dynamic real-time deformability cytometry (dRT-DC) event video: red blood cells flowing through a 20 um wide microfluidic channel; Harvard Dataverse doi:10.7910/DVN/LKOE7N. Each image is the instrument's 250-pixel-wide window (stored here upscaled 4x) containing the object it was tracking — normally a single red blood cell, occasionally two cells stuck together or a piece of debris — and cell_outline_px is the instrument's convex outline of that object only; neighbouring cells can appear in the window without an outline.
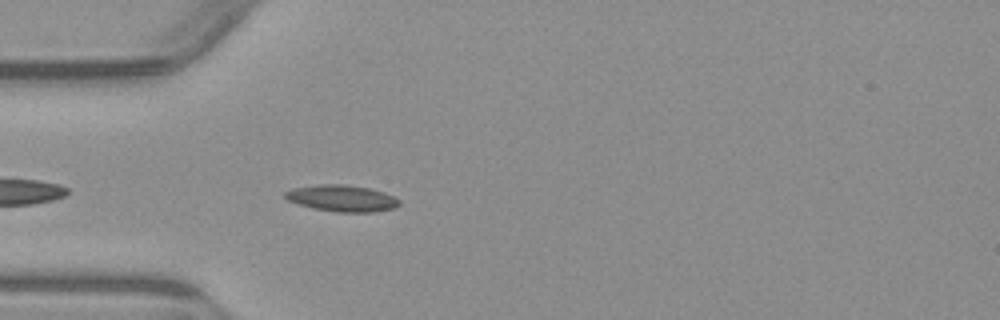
{"species": "common noctule bat (a hibernating species)", "species_latin": "Nyctalus noctula", "temperature_condition": "warm", "stored_images_in_passage": 4, "camera_frame_rate_fps": 3000, "um_per_image_px": 0.085, "animal": {"sex": "male", "body_mass_g": 23.1, "forearm_length_mm": 52.7}, "frame": {"image": 1, "passage_image": 4, "time_ms": 4.333, "image_size_px": [1000, 320], "cell_outline_px": [[400, 204], [396, 208], [372, 212], [336, 212], [312, 208], [288, 200], [284, 196], [284, 192], [292, 188], [316, 184], [344, 184], [368, 188], [384, 192], [400, 200]], "centroid_in_image_um": [29.06, 16.85], "position_along_channel_um": 55.9, "area_um2": 17.69}}